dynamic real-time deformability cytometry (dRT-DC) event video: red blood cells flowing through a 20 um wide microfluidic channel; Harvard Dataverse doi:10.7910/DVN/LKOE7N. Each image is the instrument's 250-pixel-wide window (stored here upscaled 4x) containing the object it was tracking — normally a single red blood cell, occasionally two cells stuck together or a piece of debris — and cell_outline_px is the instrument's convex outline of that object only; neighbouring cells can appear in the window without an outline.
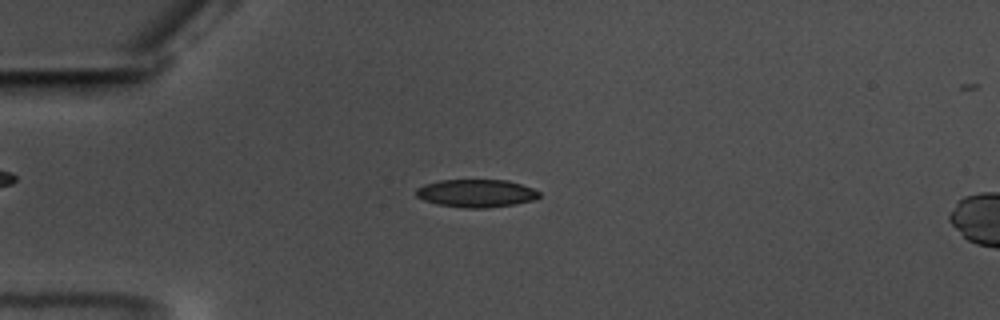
{"species": "common noctule bat (a hibernating species)", "species_latin": "Nyctalus noctula", "temperature_condition": "warm", "stored_images_in_passage": 55, "camera_frame_rate_fps": 3000, "um_per_image_px": 0.085, "animal": {"sex": "male", "body_mass_g": 17.5, "forearm_length_mm": 52.3}, "frame": {"image": 1, "passage_image": 12, "time_ms": 3.667, "image_size_px": [1000, 320], "cell_outline_px": [[540, 196], [532, 200], [516, 204], [484, 208], [464, 208], [436, 204], [424, 200], [416, 196], [416, 188], [424, 184], [440, 180], [508, 180], [532, 188], [540, 192]], "centroid_in_image_um": [40.46, 16.43], "position_along_channel_um": 44.5, "area_um2": 20.0}}
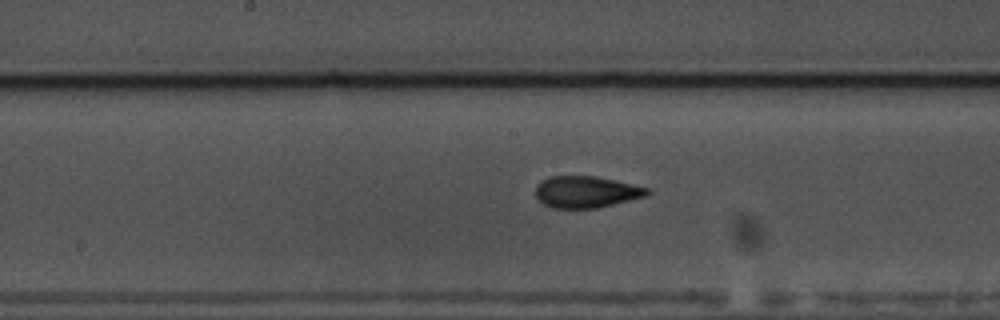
{"frame": {"image": 2, "passage_image": 27, "time_ms": 8.667, "image_size_px": [1000, 320], "cell_outline_px": [[652, 192], [644, 196], [596, 208], [552, 208], [544, 204], [536, 196], [536, 184], [540, 180], [552, 176], [596, 176], [616, 180], [648, 188]], "centroid_in_image_um": [49.79, 16.3], "position_along_channel_um": 198.4, "area_um2": 20.46}}
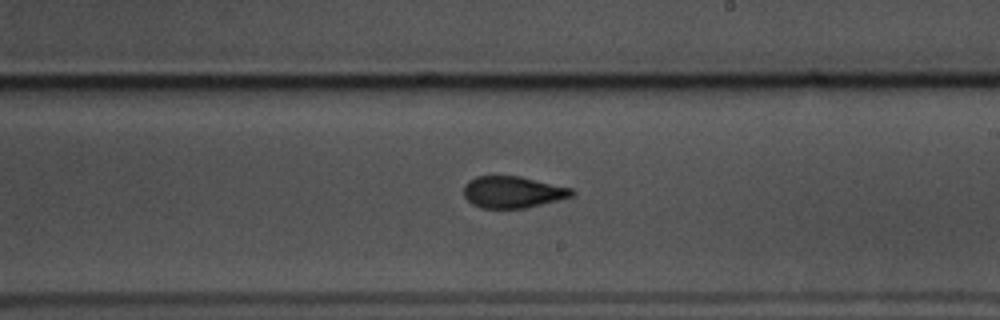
{"frame": {"image": 3, "passage_image": 31, "time_ms": 10.0, "image_size_px": [1000, 320], "cell_outline_px": [[576, 192], [572, 196], [524, 208], [480, 208], [472, 204], [464, 196], [464, 184], [468, 180], [476, 176], [520, 176], [572, 188]], "centroid_in_image_um": [43.55, 16.32], "position_along_channel_um": 245.5, "area_um2": 19.88}, "authors_computed_cell_mechanics": {"area_um2": 19.9988, "velocity_mm_per_s": 3.5451, "shape_relaxation_time_tau1_ms": 7.5493, "shape_relaxation_time_tau2_ms": 1.679, "deformation_change_tau1": 0.196, "deformation_change_tau2": 0.0874}}